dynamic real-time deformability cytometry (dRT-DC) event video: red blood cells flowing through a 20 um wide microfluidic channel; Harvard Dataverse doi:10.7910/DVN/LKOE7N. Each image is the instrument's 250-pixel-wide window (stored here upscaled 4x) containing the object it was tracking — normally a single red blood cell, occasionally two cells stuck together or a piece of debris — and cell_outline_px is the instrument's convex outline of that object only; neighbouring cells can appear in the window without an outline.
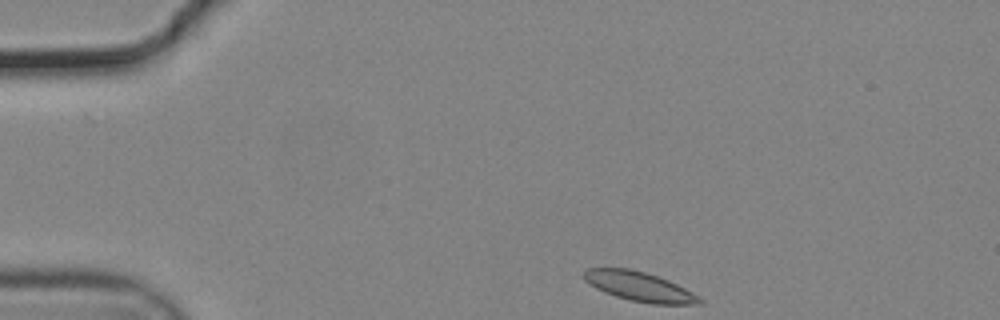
{"species": "common noctule bat (a hibernating species)", "species_latin": "Nyctalus noctula", "temperature_condition": "cold", "stored_images_in_passage": 39, "camera_frame_rate_fps": 3000, "um_per_image_px": 0.085, "animal": {"sex": "male", "body_mass_g": 19.2, "forearm_length_mm": 51.8}, "frame": {"image": 1, "passage_image": 1, "time_ms": 0.0, "image_size_px": [1000, 320], "cell_outline_px": [[704, 304], [652, 304], [628, 300], [604, 292], [596, 288], [584, 280], [580, 272], [584, 268], [628, 268], [644, 272], [668, 280], [700, 296], [704, 300]], "centroid_in_image_um": [54.32, 24.35], "position_along_channel_um": 30.7, "area_um2": 20.0}}
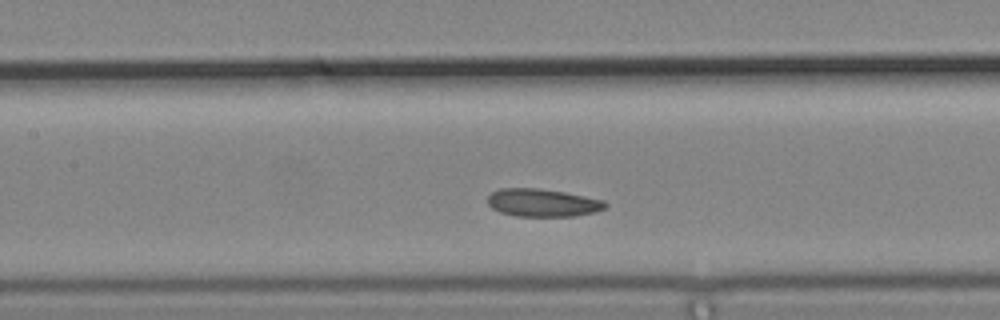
{"frame": {"image": 2, "passage_image": 17, "time_ms": 5.333, "image_size_px": [1000, 320], "cell_outline_px": [[608, 204], [604, 208], [596, 212], [572, 216], [516, 216], [500, 212], [492, 208], [488, 204], [488, 196], [492, 192], [500, 188], [540, 188], [564, 192], [604, 200]], "centroid_in_image_um": [46.11, 17.23], "position_along_channel_um": 161.3, "area_um2": 19.07}}
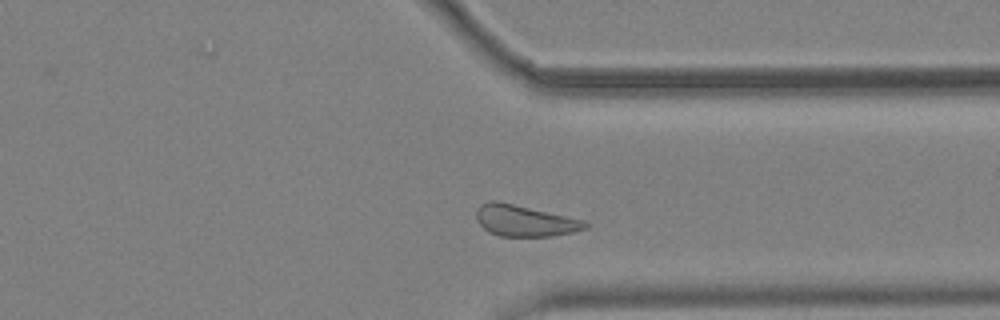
{"frame": {"image": 3, "passage_image": 34, "time_ms": 11.0, "image_size_px": [1000, 320], "cell_outline_px": [[588, 228], [572, 232], [552, 236], [500, 236], [488, 232], [480, 224], [476, 216], [476, 208], [480, 204], [488, 200], [496, 200], [584, 220], [588, 224]], "centroid_in_image_um": [44.56, 18.75], "position_along_channel_um": 366.8, "area_um2": 19.77}, "authors_computed_cell_mechanics": {"area_um2": 19.7098, "velocity_mm_per_s": 3.6396, "shape_relaxation_time_tau1_ms": null, "shape_relaxation_time_tau2_ms": 2.2288, "deformation_change_tau1": null, "deformation_change_tau2": 0.0645}}